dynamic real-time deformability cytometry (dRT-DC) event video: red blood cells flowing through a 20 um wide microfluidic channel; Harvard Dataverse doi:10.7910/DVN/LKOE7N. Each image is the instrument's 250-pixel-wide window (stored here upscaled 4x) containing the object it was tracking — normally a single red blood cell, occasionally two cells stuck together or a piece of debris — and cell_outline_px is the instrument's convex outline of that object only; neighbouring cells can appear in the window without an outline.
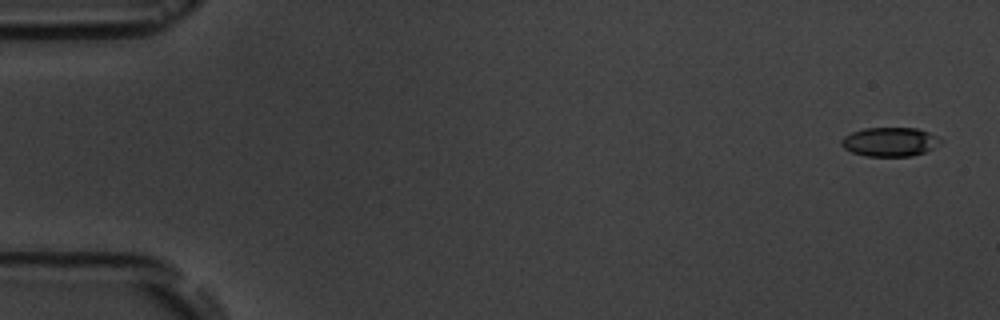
{"species": "common noctule bat (a hibernating species)", "species_latin": "Nyctalus noctula", "temperature_condition": "room temperature", "stored_images_in_passage": 6, "camera_frame_rate_fps": 3000, "um_per_image_px": 0.085, "animal": {"sex": "male", "body_mass_g": 19.5, "forearm_length_mm": 54.6}, "frame": {"image": 1, "passage_image": 1, "time_ms": 0.0, "image_size_px": [1000, 320], "cell_outline_px": [[944, 140], [940, 144], [924, 152], [912, 156], [864, 156], [852, 152], [844, 148], [840, 144], [840, 140], [844, 136], [852, 132], [864, 128], [916, 128], [928, 132]], "centroid_in_image_um": [75.63, 12.06], "position_along_channel_um": 9.4, "area_um2": 16.82}}
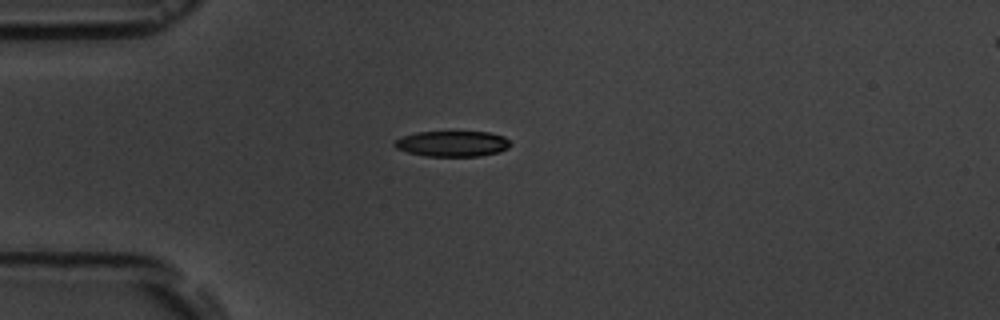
{"frame": {"image": 2, "passage_image": 4, "time_ms": 4.333, "image_size_px": [1000, 320], "cell_outline_px": [[512, 144], [508, 148], [500, 152], [480, 156], [424, 156], [408, 152], [396, 148], [392, 144], [396, 140], [404, 136], [416, 132], [488, 132], [504, 136]], "centroid_in_image_um": [38.47, 12.22], "position_along_channel_um": 46.5, "area_um2": 17.34}}
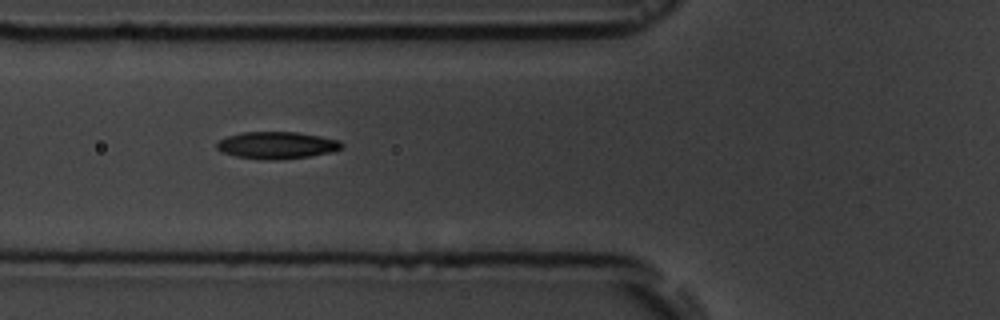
{"frame": {"image": 3, "passage_image": 6, "time_ms": 6.333, "image_size_px": [1000, 320], "cell_outline_px": [[344, 144], [340, 148], [332, 152], [308, 156], [276, 160], [268, 160], [236, 156], [220, 152], [216, 148], [216, 144], [220, 140], [228, 136], [240, 132], [296, 132], [320, 136], [340, 140]], "centroid_in_image_um": [23.51, 12.34], "position_along_channel_um": 102.3, "area_um2": 19.65}}